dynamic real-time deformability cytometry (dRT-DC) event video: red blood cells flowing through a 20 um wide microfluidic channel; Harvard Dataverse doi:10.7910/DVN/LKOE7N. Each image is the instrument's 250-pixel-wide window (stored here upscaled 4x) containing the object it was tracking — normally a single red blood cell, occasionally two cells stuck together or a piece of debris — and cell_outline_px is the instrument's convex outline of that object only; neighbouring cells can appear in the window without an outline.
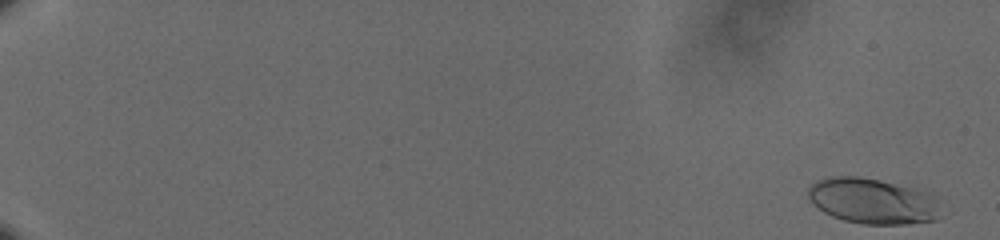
{"species": "human", "species_latin": "Homo sapiens", "temperature_condition": "cold", "stored_images_in_passage": 61, "camera_frame_rate_fps": 3000, "um_per_image_px": 0.085, "donor": {"sex": "male"}, "frame": {"image": 1, "passage_image": 2, "time_ms": 0.333, "image_size_px": [1000, 240], "cell_outline_px": [[944, 216], [936, 220], [908, 224], [864, 224], [844, 220], [832, 216], [824, 212], [812, 204], [808, 200], [808, 188], [816, 180], [828, 176], [860, 176], [880, 180], [928, 192], [932, 196]], "centroid_in_image_um": [74.15, 17.09], "position_along_channel_um": 10.8, "area_um2": 35.49}}
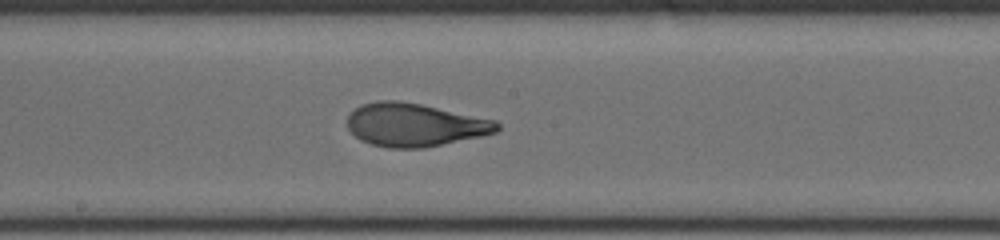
{"frame": {"image": 2, "passage_image": 37, "time_ms": 12.0, "image_size_px": [1000, 240], "cell_outline_px": [[500, 128], [496, 132], [480, 136], [424, 148], [388, 148], [372, 144], [360, 140], [348, 128], [348, 116], [356, 108], [364, 104], [376, 100], [396, 100], [420, 104], [496, 120], [500, 124]], "centroid_in_image_um": [35.25, 10.61], "position_along_channel_um": 212.9, "area_um2": 37.4}}
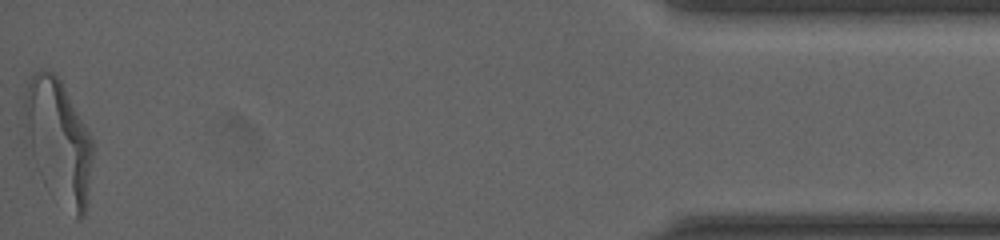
{"frame": {"image": 3, "passage_image": 61, "time_ms": 20.0, "image_size_px": [1000, 240], "cell_outline_px": [[92, 156], [84, 216], [80, 220], [76, 220], [32, 152], [24, 108], [24, 92], [32, 72], [40, 68], [44, 68], [52, 72], [60, 80], [84, 124], [92, 140]], "centroid_in_image_um": [5.0, 11.79], "position_along_channel_um": 430.2, "area_um2": 45.55}, "authors_computed_cell_mechanics": {"area_um2": 36.703, "velocity_mm_per_s": 3.6091, "shape_relaxation_time_tau1_ms": 4.549, "shape_relaxation_time_tau2_ms": 0.8481, "deformation_change_tau1": 0.1939, "deformation_change_tau2": 0.0748}}